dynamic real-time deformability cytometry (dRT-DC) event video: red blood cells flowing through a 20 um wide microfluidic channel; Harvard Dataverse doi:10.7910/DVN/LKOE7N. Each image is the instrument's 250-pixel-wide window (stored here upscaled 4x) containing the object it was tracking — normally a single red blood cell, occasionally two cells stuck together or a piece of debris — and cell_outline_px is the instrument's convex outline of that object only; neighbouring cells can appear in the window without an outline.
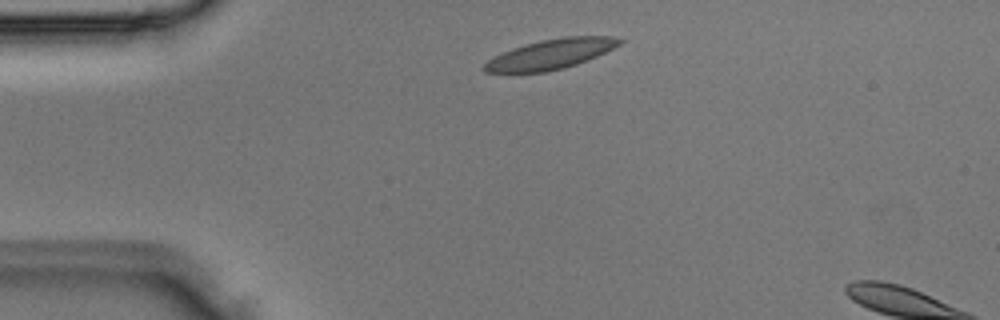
{"species": "Egyptian fruit bat (a non-hibernating species)", "species_latin": "Rousettus aegyptiacus", "temperature_condition": "room temperature", "stored_images_in_passage": 2, "camera_frame_rate_fps": 3000, "um_per_image_px": 0.085, "animal": {"sex": "male"}, "frame": {"image": 1, "passage_image": 1, "time_ms": 0.0, "image_size_px": [1000, 320], "cell_outline_px": [[624, 40], [620, 44], [588, 60], [564, 68], [548, 72], [484, 72], [480, 68], [488, 60], [512, 48], [524, 44], [540, 40], [564, 36], [612, 36]], "centroid_in_image_um": [46.8, 4.6], "position_along_channel_um": 38.2, "area_um2": 23.47}}